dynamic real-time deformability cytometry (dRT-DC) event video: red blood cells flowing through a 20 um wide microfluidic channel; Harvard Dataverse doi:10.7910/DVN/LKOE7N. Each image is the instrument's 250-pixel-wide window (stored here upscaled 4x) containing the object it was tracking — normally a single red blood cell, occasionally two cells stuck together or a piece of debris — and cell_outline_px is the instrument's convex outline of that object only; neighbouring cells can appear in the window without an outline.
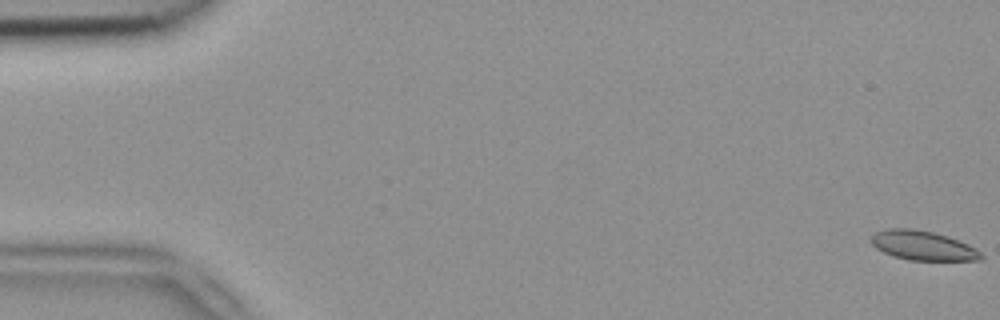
{"species": "common noctule bat (a hibernating species)", "species_latin": "Nyctalus noctula", "temperature_condition": "room temperature", "stored_images_in_passage": 4, "camera_frame_rate_fps": 3000, "um_per_image_px": 0.085, "animal": {"sex": "female", "body_mass_g": 18.4}, "frame": {"image": 1, "passage_image": 1, "time_ms": 0.0, "image_size_px": [1000, 320], "cell_outline_px": [[984, 256], [980, 260], [908, 260], [892, 256], [876, 248], [868, 240], [876, 232], [888, 228], [912, 228], [932, 232], [948, 236], [968, 244], [976, 248]], "centroid_in_image_um": [78.42, 20.87], "position_along_channel_um": 6.6, "area_um2": 18.9}}